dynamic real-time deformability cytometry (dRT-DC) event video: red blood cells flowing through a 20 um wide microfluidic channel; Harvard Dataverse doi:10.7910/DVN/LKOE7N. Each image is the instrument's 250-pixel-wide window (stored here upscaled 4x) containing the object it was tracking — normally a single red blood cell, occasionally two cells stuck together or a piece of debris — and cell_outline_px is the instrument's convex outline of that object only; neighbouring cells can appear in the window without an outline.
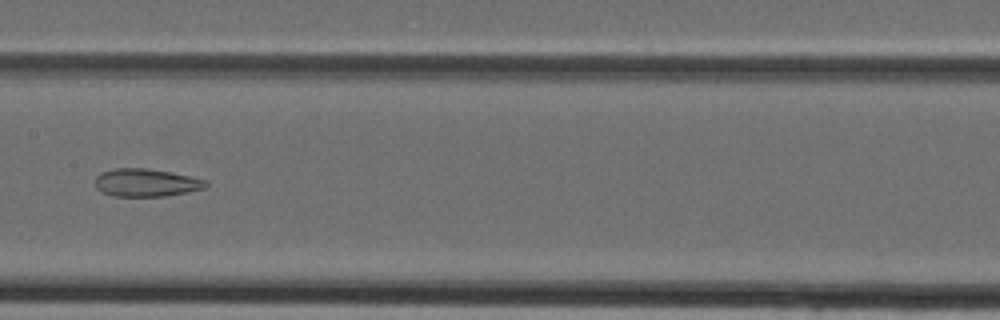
{"species": "Egyptian fruit bat (a non-hibernating species)", "species_latin": "Rousettus aegyptiacus", "temperature_condition": "cold", "stored_images_in_passage": 28, "camera_frame_rate_fps": 3000, "um_per_image_px": 0.085, "animal": {"sex": "female"}, "frame": {"image": 1, "passage_image": 12, "time_ms": 3.667, "image_size_px": [1000, 320], "cell_outline_px": [[208, 184], [204, 188], [164, 196], [112, 196], [100, 192], [96, 188], [96, 176], [100, 172], [116, 168], [144, 168], [172, 172], [192, 176], [208, 180]], "centroid_in_image_um": [12.4, 15.52], "position_along_channel_um": 195.0, "area_um2": 18.03}}
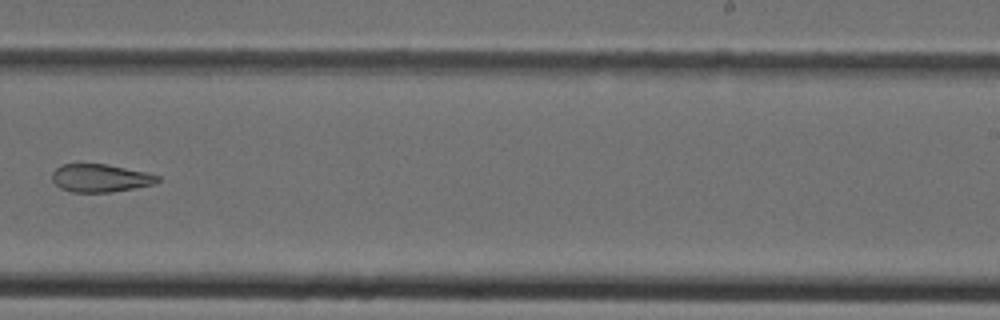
{"frame": {"image": 2, "passage_image": 17, "time_ms": 5.333, "image_size_px": [1000, 320], "cell_outline_px": [[160, 180], [156, 184], [112, 192], [72, 192], [60, 188], [52, 180], [52, 172], [60, 164], [104, 164], [148, 172], [160, 176]], "centroid_in_image_um": [8.55, 15.14], "position_along_channel_um": 280.5, "area_um2": 17.28}}
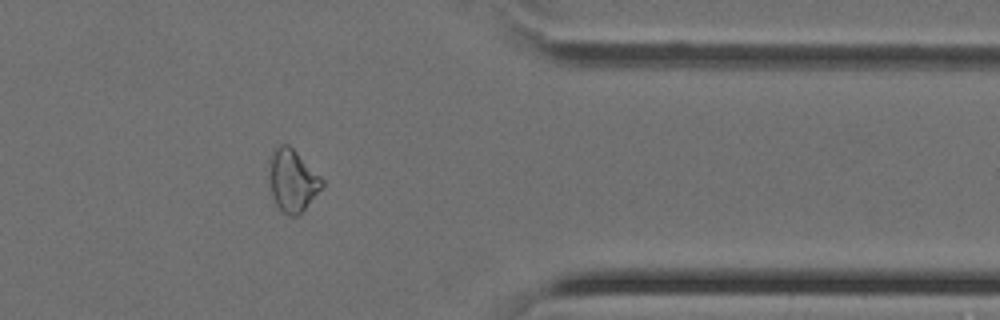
{"frame": {"image": 3, "passage_image": 24, "time_ms": 7.667, "image_size_px": [1000, 320], "cell_outline_px": [[324, 184], [300, 216], [288, 216], [276, 204], [272, 196], [272, 152], [280, 144], [288, 144], [324, 180]], "centroid_in_image_um": [24.92, 15.39], "position_along_channel_um": 386.5, "area_um2": 18.38}}